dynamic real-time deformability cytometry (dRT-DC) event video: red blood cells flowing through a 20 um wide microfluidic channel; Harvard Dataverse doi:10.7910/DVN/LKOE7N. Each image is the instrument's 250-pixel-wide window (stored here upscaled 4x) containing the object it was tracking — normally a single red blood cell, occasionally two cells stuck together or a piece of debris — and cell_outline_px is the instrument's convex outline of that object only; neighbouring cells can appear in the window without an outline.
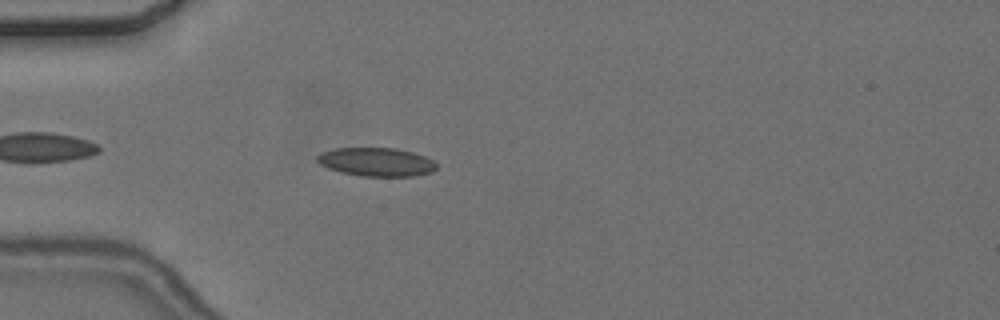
{"species": "common noctule bat (a hibernating species)", "species_latin": "Nyctalus noctula", "temperature_condition": "cold", "stored_images_in_passage": 4, "camera_frame_rate_fps": 3000, "um_per_image_px": 0.085, "animal": {"sex": "female", "body_mass_g": 24.6, "forearm_length_mm": 56.2}, "frame": {"image": 1, "passage_image": 4, "time_ms": 4.333, "image_size_px": [1000, 320], "cell_outline_px": [[436, 168], [432, 172], [412, 176], [360, 176], [340, 172], [328, 168], [320, 164], [316, 160], [316, 156], [320, 152], [336, 148], [396, 148], [412, 152], [424, 156], [432, 160], [436, 164]], "centroid_in_image_um": [31.96, 13.76], "position_along_channel_um": 53.0, "area_um2": 19.88}}